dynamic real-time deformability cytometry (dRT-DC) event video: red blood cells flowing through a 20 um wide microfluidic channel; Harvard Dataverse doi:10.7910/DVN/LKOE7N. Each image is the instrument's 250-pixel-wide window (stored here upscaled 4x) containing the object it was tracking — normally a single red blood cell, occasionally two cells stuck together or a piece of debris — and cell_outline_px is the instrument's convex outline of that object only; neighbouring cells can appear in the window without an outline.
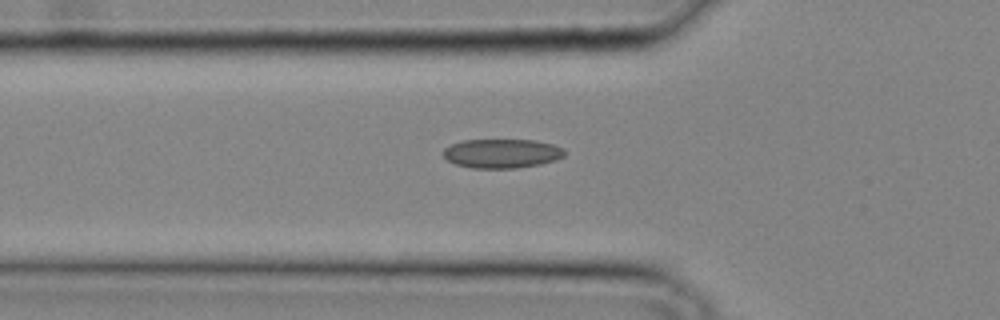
{"species": "common noctule bat (a hibernating species)", "species_latin": "Nyctalus noctula", "temperature_condition": "cold", "stored_images_in_passage": 24, "camera_frame_rate_fps": 3000, "um_per_image_px": 0.085, "animal": {"sex": "male", "body_mass_g": 20.4}, "frame": {"image": 1, "passage_image": 2, "time_ms": 0.333, "image_size_px": [1000, 320], "cell_outline_px": [[564, 156], [556, 160], [540, 164], [516, 168], [472, 168], [456, 164], [448, 160], [444, 156], [444, 148], [452, 144], [464, 140], [536, 140], [552, 144], [564, 148]], "centroid_in_image_um": [42.68, 13.04], "position_along_channel_um": 83.1, "area_um2": 20.52}}
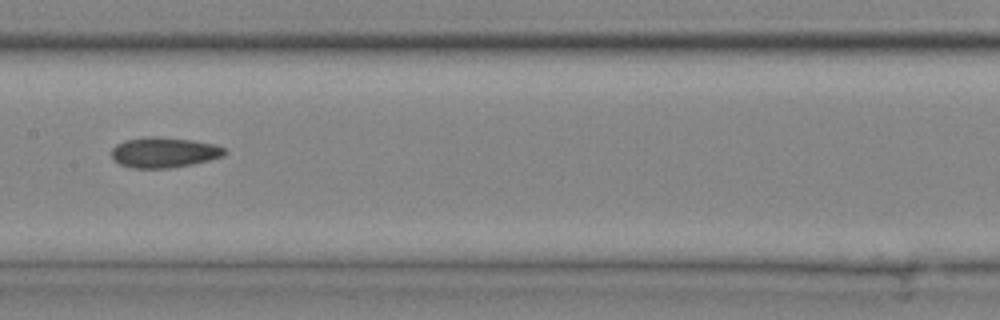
{"frame": {"image": 2, "passage_image": 8, "time_ms": 2.333, "image_size_px": [1000, 320], "cell_outline_px": [[228, 152], [224, 156], [208, 160], [168, 168], [132, 168], [120, 164], [112, 160], [112, 148], [116, 144], [124, 140], [144, 136], [156, 136], [192, 140], [216, 144], [224, 148]], "centroid_in_image_um": [13.91, 12.94], "position_along_channel_um": 193.5, "area_um2": 20.11}}
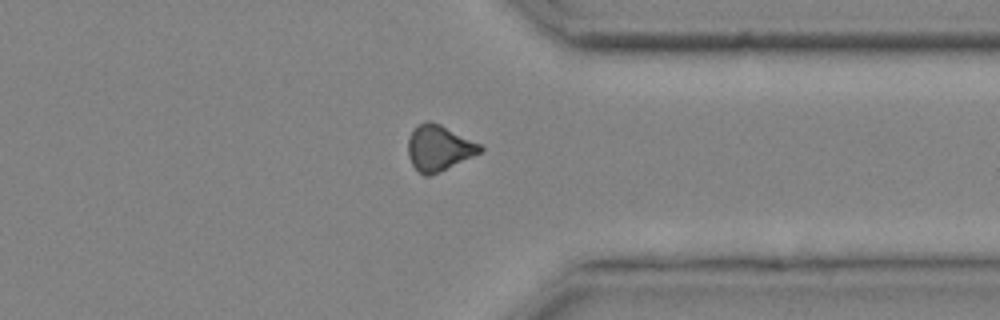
{"frame": {"image": 3, "passage_image": 18, "time_ms": 5.667, "image_size_px": [1000, 320], "cell_outline_px": [[484, 148], [480, 152], [472, 156], [428, 176], [424, 176], [412, 164], [408, 156], [408, 140], [416, 124], [424, 120], [428, 120], [440, 124], [480, 144]], "centroid_in_image_um": [37.26, 12.54], "position_along_channel_um": 374.1, "area_um2": 18.79}}